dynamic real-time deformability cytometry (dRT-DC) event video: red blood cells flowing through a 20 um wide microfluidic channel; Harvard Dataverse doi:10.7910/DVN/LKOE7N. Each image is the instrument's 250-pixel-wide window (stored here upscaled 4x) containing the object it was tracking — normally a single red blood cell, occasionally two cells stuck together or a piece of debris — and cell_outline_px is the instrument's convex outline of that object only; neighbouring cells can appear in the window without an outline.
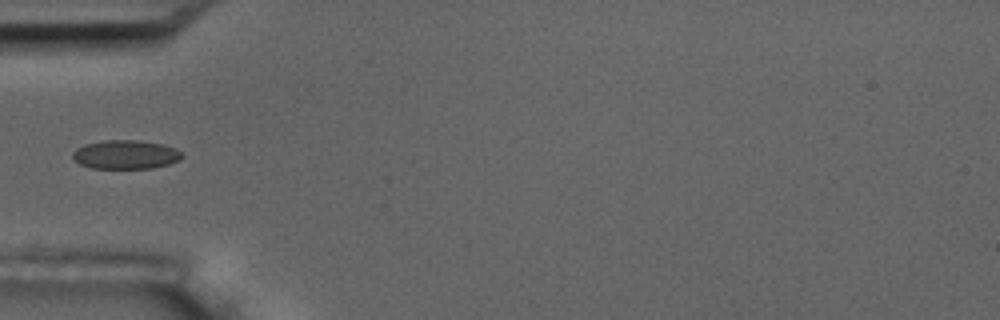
{"species": "common noctule bat (a hibernating species)", "species_latin": "Nyctalus noctula", "temperature_condition": "room temperature", "stored_images_in_passage": 6, "segment_of_instrument_passage": [2, 2], "camera_frame_rate_fps": 3000, "um_per_image_px": 0.085, "animal": {"sex": "male", "body_mass_g": 17.5, "forearm_length_mm": 52.3}, "frame": {"image": 1, "passage_image": 6, "time_ms": 5.667, "image_size_px": [1000, 320], "cell_outline_px": [[184, 156], [180, 160], [168, 164], [152, 168], [92, 168], [80, 164], [72, 156], [72, 152], [76, 148], [84, 144], [104, 140], [136, 140], [164, 144], [180, 152]], "centroid_in_image_um": [10.66, 13.13], "position_along_channel_um": 74.3, "area_um2": 18.32}}